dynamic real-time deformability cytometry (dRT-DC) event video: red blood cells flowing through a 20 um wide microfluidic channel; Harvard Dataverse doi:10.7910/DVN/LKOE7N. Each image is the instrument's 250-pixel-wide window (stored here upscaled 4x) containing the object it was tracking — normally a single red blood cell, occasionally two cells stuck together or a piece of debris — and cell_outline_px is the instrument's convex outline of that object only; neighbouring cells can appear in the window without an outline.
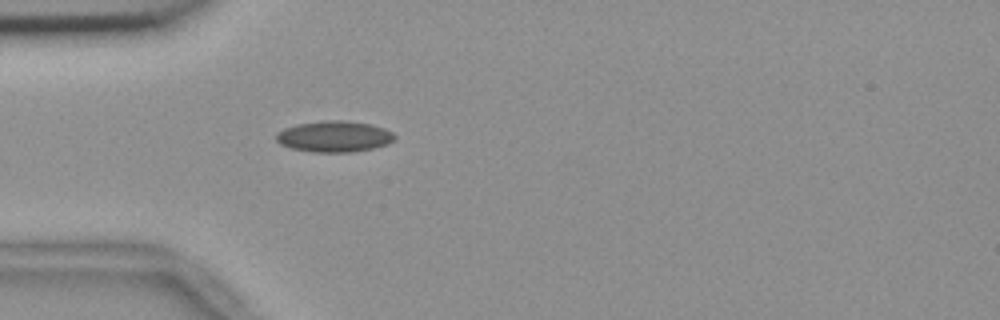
{"species": "common noctule bat (a hibernating species)", "species_latin": "Nyctalus noctula", "temperature_condition": "room temperature", "stored_images_in_passage": 33, "camera_frame_rate_fps": 3000, "um_per_image_px": 0.085, "animal": {"sex": "female", "body_mass_g": 18.4}, "frame": {"image": 1, "passage_image": 1, "time_ms": 0.0, "image_size_px": [1000, 320], "cell_outline_px": [[396, 136], [388, 144], [372, 148], [352, 152], [312, 152], [292, 148], [280, 144], [276, 140], [276, 132], [284, 128], [296, 124], [324, 120], [344, 120], [372, 124], [384, 128], [392, 132]], "centroid_in_image_um": [28.39, 11.59], "position_along_channel_um": 56.6, "area_um2": 21.56}}
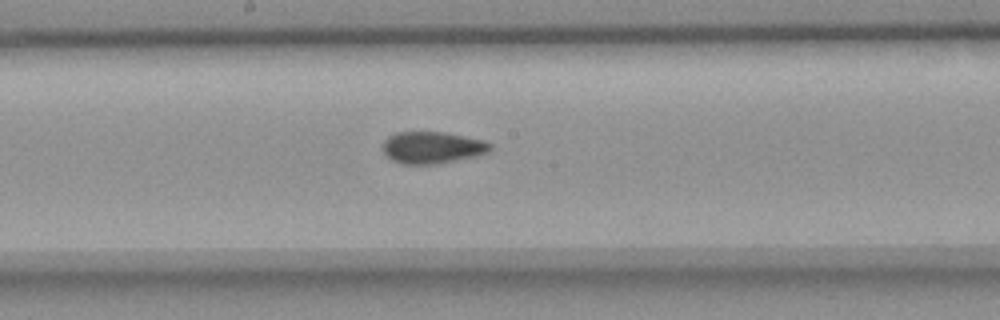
{"frame": {"image": 2, "passage_image": 14, "time_ms": 4.333, "image_size_px": [1000, 320], "cell_outline_px": [[492, 148], [488, 152], [476, 156], [440, 164], [404, 164], [392, 160], [384, 152], [384, 140], [388, 136], [396, 132], [444, 132], [484, 140], [492, 144]], "centroid_in_image_um": [36.77, 12.54], "position_along_channel_um": 211.4, "area_um2": 20.0}}
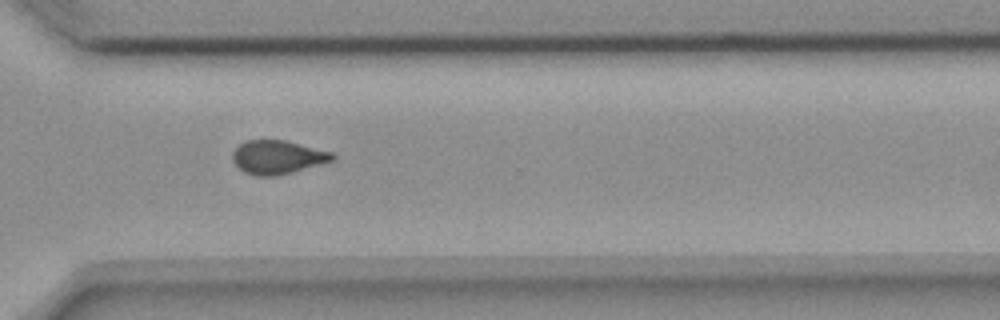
{"frame": {"image": 3, "passage_image": 25, "time_ms": 8.0, "image_size_px": [1000, 320], "cell_outline_px": [[336, 160], [292, 172], [276, 176], [256, 176], [244, 172], [232, 160], [232, 152], [244, 140], [284, 140], [336, 152]], "centroid_in_image_um": [23.64, 13.35], "position_along_channel_um": 347.0, "area_um2": 19.83}, "authors_computed_cell_mechanics": {"area_um2": 20.0566, "velocity_mm_per_s": 3.6911, "shape_relaxation_time_tau1_ms": null, "shape_relaxation_time_tau2_ms": 2.7927, "deformation_change_tau1": null, "deformation_change_tau2": 0.0824}}